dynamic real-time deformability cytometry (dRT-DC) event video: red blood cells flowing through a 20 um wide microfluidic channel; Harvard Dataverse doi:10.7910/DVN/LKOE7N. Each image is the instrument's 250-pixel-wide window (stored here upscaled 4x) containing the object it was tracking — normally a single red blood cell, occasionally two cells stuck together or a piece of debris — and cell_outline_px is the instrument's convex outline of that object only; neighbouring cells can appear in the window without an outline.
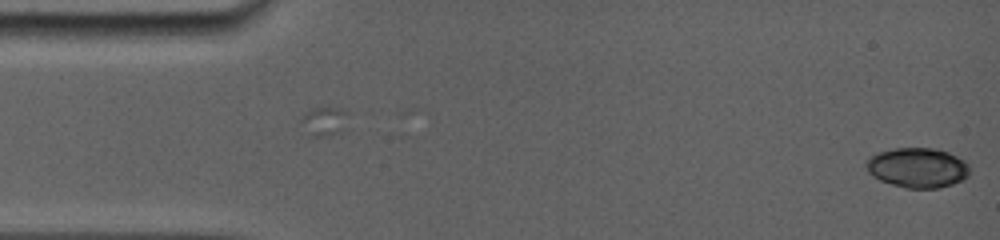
{"species": "common noctule bat (a hibernating species)", "species_latin": "Nyctalus noctula", "temperature_condition": "room temperature", "stored_images_in_passage": 20, "camera_frame_rate_fps": 5000, "um_per_image_px": 0.085, "animal": {"sex": "female", "body_mass_g": 19.0, "forearm_length_mm": 56.7}, "frame": {"image": 1, "passage_image": 1, "time_ms": 0.0, "image_size_px": [1000, 240], "cell_outline_px": [[968, 176], [964, 180], [940, 188], [904, 188], [880, 180], [872, 176], [868, 172], [864, 164], [868, 156], [880, 152], [896, 148], [932, 148], [948, 152], [964, 160], [968, 164]], "centroid_in_image_um": [77.97, 14.26], "position_along_channel_um": 7.0, "area_um2": 24.16}}
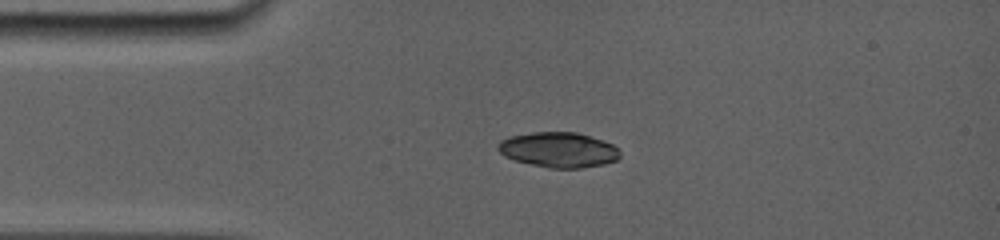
{"frame": {"image": 2, "passage_image": 15, "time_ms": 3.4, "image_size_px": [1000, 240], "cell_outline_px": [[620, 156], [616, 160], [604, 164], [580, 168], [548, 168], [516, 160], [504, 156], [496, 148], [500, 140], [512, 136], [532, 132], [576, 132], [604, 140], [612, 144], [620, 152]], "centroid_in_image_um": [47.48, 12.73], "position_along_channel_um": 37.5, "area_um2": 24.91}}